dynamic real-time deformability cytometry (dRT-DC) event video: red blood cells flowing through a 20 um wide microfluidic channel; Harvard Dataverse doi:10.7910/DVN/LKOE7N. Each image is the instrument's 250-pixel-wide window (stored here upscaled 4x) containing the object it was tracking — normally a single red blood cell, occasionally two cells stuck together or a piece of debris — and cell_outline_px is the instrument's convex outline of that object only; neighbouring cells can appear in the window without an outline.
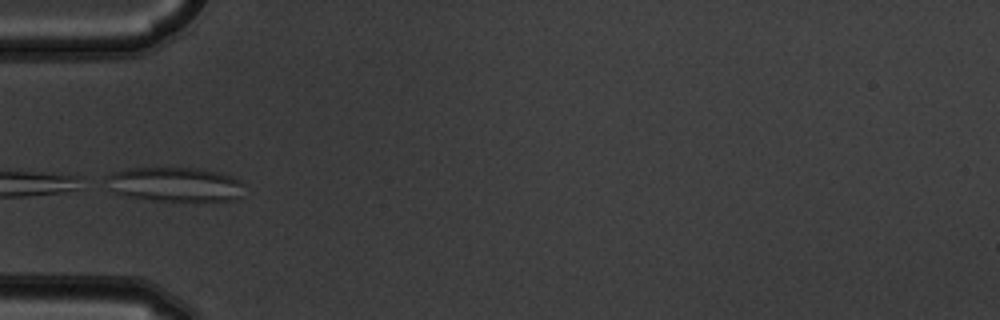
{"species": "common noctule bat (a hibernating species)", "species_latin": "Nyctalus noctula", "temperature_condition": "warm", "stored_images_in_passage": 5, "camera_frame_rate_fps": 3000, "um_per_image_px": 0.085, "animal": {"sex": "male", "body_mass_g": 19.5, "forearm_length_mm": 54.6}, "frame": {"image": 1, "passage_image": 5, "time_ms": 1.333, "image_size_px": [1000, 320], "cell_outline_px": [[244, 184], [240, 196], [236, 200], [152, 200], [124, 196], [108, 192], [108, 176], [112, 172], [128, 168], [200, 168], [220, 172], [232, 176], [240, 180]], "centroid_in_image_um": [14.85, 15.66], "position_along_channel_um": 70.2, "area_um2": 27.8}}